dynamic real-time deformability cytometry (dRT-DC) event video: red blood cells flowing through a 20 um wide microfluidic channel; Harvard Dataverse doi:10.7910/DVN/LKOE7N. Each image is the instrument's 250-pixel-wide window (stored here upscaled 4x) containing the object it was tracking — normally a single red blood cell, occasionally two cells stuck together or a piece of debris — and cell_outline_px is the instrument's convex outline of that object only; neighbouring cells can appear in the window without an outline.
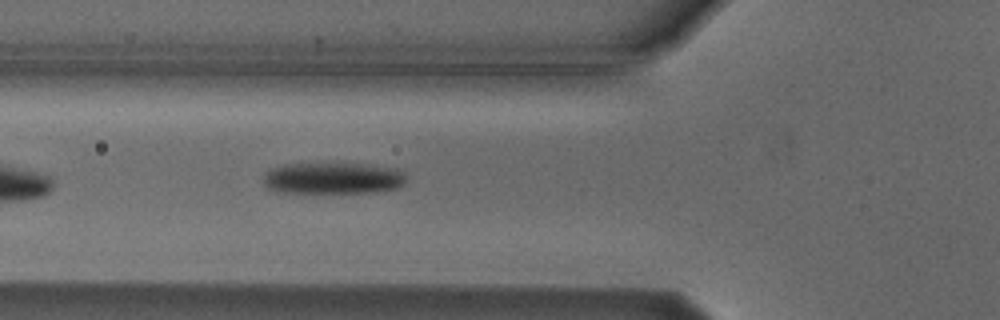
{"species": "Egyptian fruit bat (a non-hibernating species)", "species_latin": "Rousettus aegyptiacus", "temperature_condition": "cold", "stored_images_in_passage": 6, "camera_frame_rate_fps": 3000, "um_per_image_px": 0.085, "animal": {"sex": "male"}, "frame": {"image": 1, "passage_image": 6, "time_ms": 6.0, "image_size_px": [1000, 320], "cell_outline_px": [[404, 184], [396, 188], [376, 192], [276, 192], [268, 188], [264, 184], [264, 176], [272, 168], [284, 164], [364, 164], [396, 168], [404, 176]], "centroid_in_image_um": [28.28, 15.15], "position_along_channel_um": 97.5, "area_um2": 25.84}}